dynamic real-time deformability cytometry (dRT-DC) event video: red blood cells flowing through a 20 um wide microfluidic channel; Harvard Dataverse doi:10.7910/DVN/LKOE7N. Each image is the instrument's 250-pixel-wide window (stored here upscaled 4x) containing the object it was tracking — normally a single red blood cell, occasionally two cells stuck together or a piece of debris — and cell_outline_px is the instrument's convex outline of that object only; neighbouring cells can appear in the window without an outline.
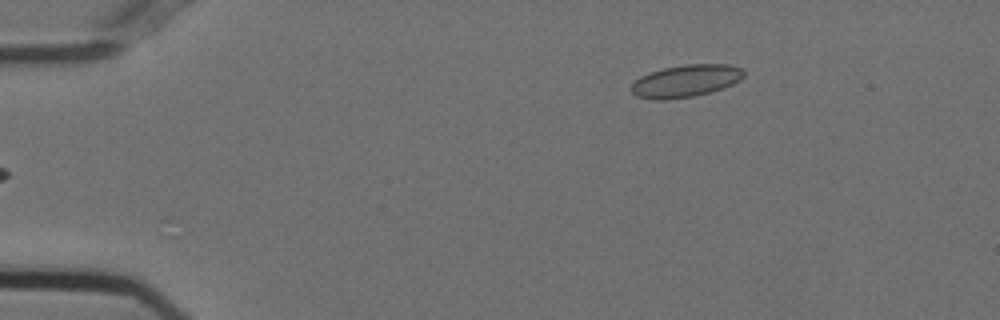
{"species": "Egyptian fruit bat (a non-hibernating species)", "species_latin": "Rousettus aegyptiacus", "temperature_condition": "cold", "stored_images_in_passage": 47, "camera_frame_rate_fps": 3000, "um_per_image_px": 0.085, "animal": {"sex": "female"}, "frame": {"image": 1, "passage_image": 1, "time_ms": 0.0, "image_size_px": [1000, 320], "cell_outline_px": [[744, 76], [740, 80], [724, 88], [692, 96], [664, 100], [652, 100], [636, 96], [632, 92], [632, 84], [640, 76], [648, 72], [664, 68], [684, 64], [728, 64], [740, 68], [744, 72]], "centroid_in_image_um": [58.27, 6.87], "position_along_channel_um": 26.7, "area_um2": 21.15}}
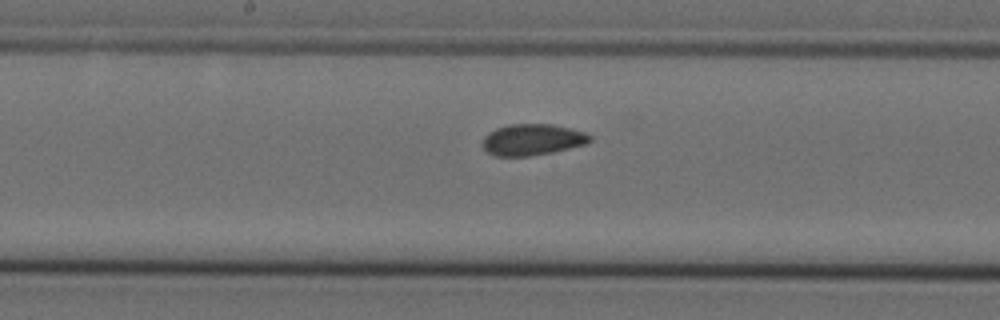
{"frame": {"image": 2, "passage_image": 21, "time_ms": 6.667, "image_size_px": [1000, 320], "cell_outline_px": [[592, 140], [588, 144], [552, 152], [528, 156], [496, 156], [488, 152], [480, 144], [484, 136], [488, 132], [496, 128], [508, 124], [552, 124], [584, 132], [592, 136]], "centroid_in_image_um": [45.23, 11.87], "position_along_channel_um": 203.0, "area_um2": 19.71}}
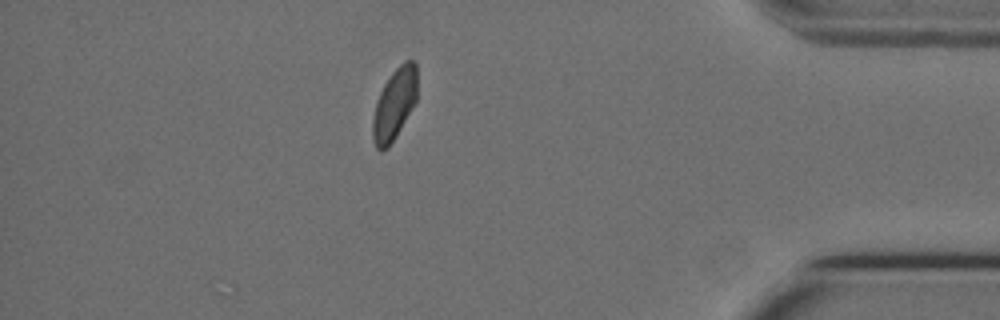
{"frame": {"image": 3, "passage_image": 40, "time_ms": 13.0, "image_size_px": [1000, 320], "cell_outline_px": [[416, 100], [400, 128], [388, 148], [380, 152], [376, 148], [372, 140], [372, 120], [376, 104], [380, 92], [384, 84], [392, 72], [404, 60], [412, 60], [416, 64]], "centroid_in_image_um": [33.5, 8.87], "position_along_channel_um": 401.7, "area_um2": 18.21}, "authors_computed_cell_mechanics": {"area_um2": 19.652, "velocity_mm_per_s": 3.7139, "shape_relaxation_time_tau1_ms": 5.6704, "shape_relaxation_time_tau2_ms": 2.0251, "deformation_change_tau1": 0.0853, "deformation_change_tau2": 0.0682}}